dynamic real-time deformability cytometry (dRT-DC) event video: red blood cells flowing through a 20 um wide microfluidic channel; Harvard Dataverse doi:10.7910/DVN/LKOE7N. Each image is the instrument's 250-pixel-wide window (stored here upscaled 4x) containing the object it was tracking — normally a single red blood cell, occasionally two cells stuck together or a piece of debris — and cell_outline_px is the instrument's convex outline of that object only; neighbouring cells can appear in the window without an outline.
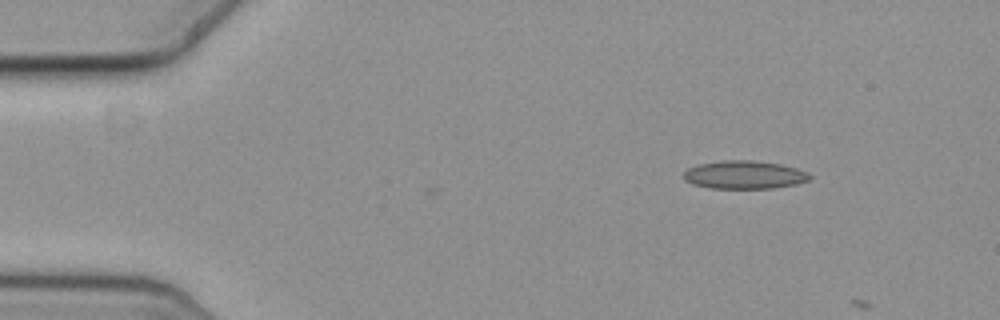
{"species": "common noctule bat (a hibernating species)", "species_latin": "Nyctalus noctula", "temperature_condition": "cold", "stored_images_in_passage": 3, "camera_frame_rate_fps": 3000, "um_per_image_px": 0.085, "animal": {"sex": "female", "body_mass_g": 19.3, "forearm_length_mm": 54.1}, "frame": {"image": 1, "passage_image": 3, "time_ms": 0.667, "image_size_px": [1000, 320], "cell_outline_px": [[812, 176], [808, 180], [796, 184], [772, 188], [712, 188], [692, 184], [684, 180], [684, 172], [688, 168], [700, 164], [724, 160], [752, 160], [780, 164], [796, 168], [808, 172]], "centroid_in_image_um": [63.27, 14.86], "position_along_channel_um": 21.7, "area_um2": 20.58}}